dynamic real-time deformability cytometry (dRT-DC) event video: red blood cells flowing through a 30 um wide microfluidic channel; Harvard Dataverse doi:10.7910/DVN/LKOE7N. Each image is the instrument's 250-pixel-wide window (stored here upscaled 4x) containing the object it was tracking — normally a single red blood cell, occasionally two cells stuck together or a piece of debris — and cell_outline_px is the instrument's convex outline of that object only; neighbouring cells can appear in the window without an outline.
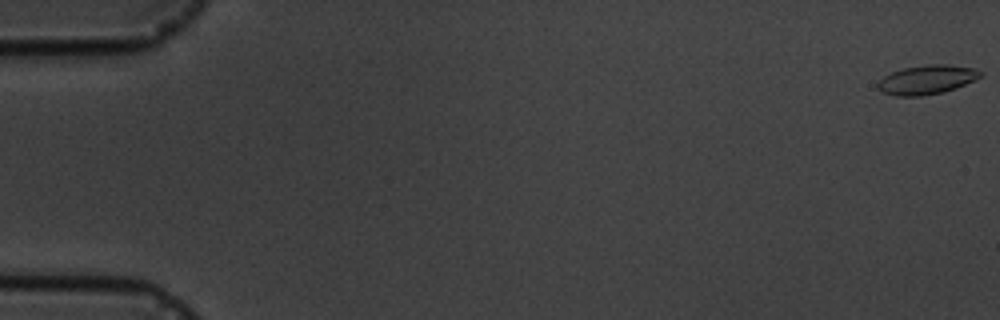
{"species": "common noctule bat (a hibernating species)", "species_latin": "Nyctalus noctula", "temperature_condition": "cold", "stored_images_in_passage": 5, "camera_frame_rate_fps": 3000, "um_per_image_px": 0.085, "animal": {"sex": "male", "body_mass_g": 19.5, "forearm_length_mm": 54.6}, "frame": {"image": 1, "passage_image": 1, "time_ms": 0.0, "image_size_px": [1000, 320], "cell_outline_px": [[984, 72], [980, 76], [956, 88], [944, 92], [920, 96], [896, 96], [884, 92], [876, 88], [876, 84], [884, 76], [892, 72], [904, 68], [928, 64], [944, 64], [976, 68]], "centroid_in_image_um": [78.77, 6.77], "position_along_channel_um": 6.2, "area_um2": 17.34}}
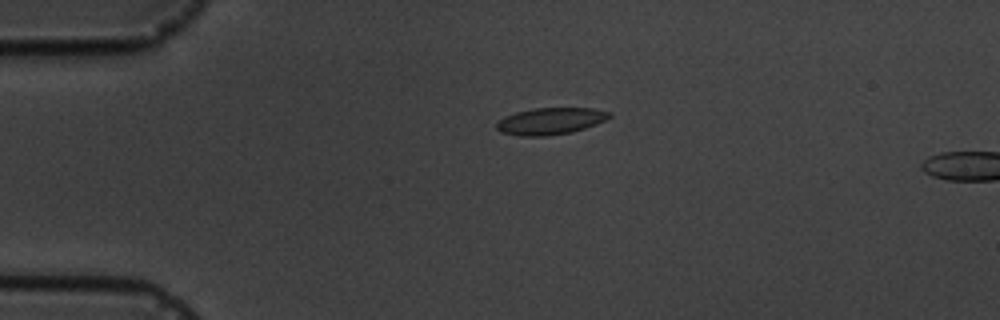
{"frame": {"image": 2, "passage_image": 4, "time_ms": 4.333, "image_size_px": [1000, 320], "cell_outline_px": [[612, 116], [596, 124], [572, 132], [544, 136], [520, 136], [500, 132], [496, 128], [496, 124], [504, 116], [516, 112], [536, 108], [592, 108], [612, 112]], "centroid_in_image_um": [46.79, 10.29], "position_along_channel_um": 38.2, "area_um2": 17.57}}